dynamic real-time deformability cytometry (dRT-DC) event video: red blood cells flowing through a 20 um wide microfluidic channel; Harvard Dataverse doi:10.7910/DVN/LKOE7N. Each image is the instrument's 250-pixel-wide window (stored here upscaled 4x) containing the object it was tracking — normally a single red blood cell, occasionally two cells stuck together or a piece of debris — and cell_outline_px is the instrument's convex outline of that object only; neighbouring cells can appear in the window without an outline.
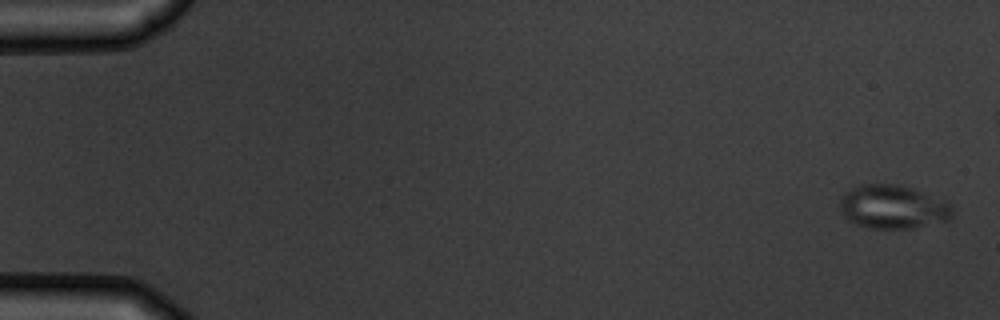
{"species": "common noctule bat (a hibernating species)", "species_latin": "Nyctalus noctula", "temperature_condition": "warm", "stored_images_in_passage": 4, "camera_frame_rate_fps": 3000, "um_per_image_px": 0.085, "animal": {"sex": "male", "body_mass_g": 19.5, "forearm_length_mm": 54.6}, "frame": {"image": 1, "passage_image": 1, "time_ms": 0.0, "image_size_px": [1000, 320], "cell_outline_px": [[956, 212], [948, 220], [912, 228], [868, 228], [856, 224], [848, 220], [844, 216], [840, 208], [840, 196], [844, 192], [860, 184], [892, 184], [912, 188], [952, 204]], "centroid_in_image_um": [75.89, 17.59], "position_along_channel_um": 9.1, "area_um2": 28.67}}